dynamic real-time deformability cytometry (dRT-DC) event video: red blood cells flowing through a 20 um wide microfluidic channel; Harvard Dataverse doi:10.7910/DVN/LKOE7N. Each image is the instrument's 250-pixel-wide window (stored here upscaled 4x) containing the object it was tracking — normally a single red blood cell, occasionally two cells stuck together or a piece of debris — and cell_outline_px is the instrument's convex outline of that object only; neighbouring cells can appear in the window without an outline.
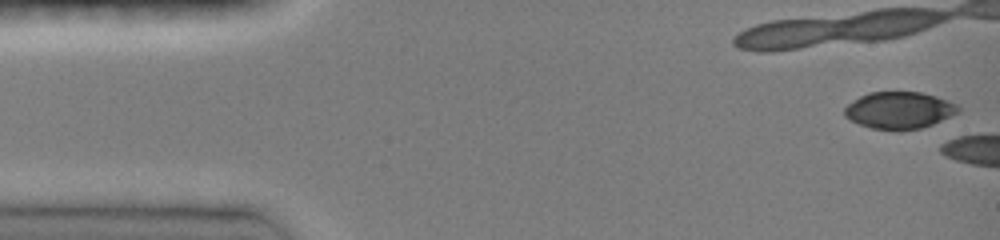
{"species": "common noctule bat (a hibernating species)", "species_latin": "Nyctalus noctula", "temperature_condition": "room temperature", "stored_images_in_passage": 4, "camera_frame_rate_fps": 3000, "um_per_image_px": 0.085, "animal": {"sex": "female", "body_mass_g": 19.0, "forearm_length_mm": 51.5}, "frame": {"image": 1, "passage_image": 1, "time_ms": 0.0, "image_size_px": [1000, 240], "cell_outline_px": [[960, 112], [932, 124], [920, 128], [900, 132], [896, 132], [872, 128], [860, 124], [844, 116], [844, 108], [848, 104], [860, 96], [868, 92], [920, 92], [936, 96], [948, 100], [956, 104], [960, 108]], "centroid_in_image_um": [76.44, 9.39], "position_along_channel_um": 8.6, "area_um2": 24.68}}